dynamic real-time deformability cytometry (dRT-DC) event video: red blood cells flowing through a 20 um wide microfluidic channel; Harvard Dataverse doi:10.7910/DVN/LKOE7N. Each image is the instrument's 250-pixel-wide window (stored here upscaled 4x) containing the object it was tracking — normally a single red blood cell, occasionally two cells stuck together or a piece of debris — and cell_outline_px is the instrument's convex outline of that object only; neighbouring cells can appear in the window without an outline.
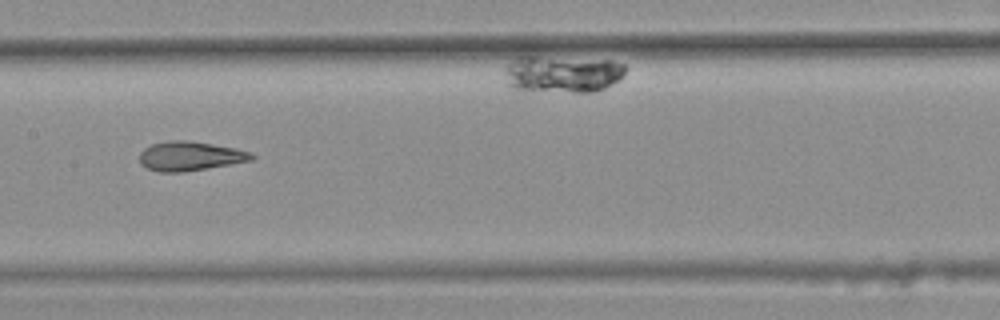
{"species": "common noctule bat (a hibernating species)", "species_latin": "Nyctalus noctula", "temperature_condition": "warm", "stored_images_in_passage": 6, "camera_frame_rate_fps": 3000, "um_per_image_px": 0.085, "animal": {"sex": "female", "body_mass_g": 25.1}, "frame": {"image": 1, "passage_image": 4, "time_ms": 1.0, "image_size_px": [1000, 320], "cell_outline_px": [[256, 156], [252, 160], [208, 168], [184, 172], [160, 172], [148, 168], [140, 164], [140, 152], [144, 148], [152, 144], [168, 140], [188, 140], [236, 148], [248, 152]], "centroid_in_image_um": [16.13, 13.26], "position_along_channel_um": 191.3, "area_um2": 19.07}}
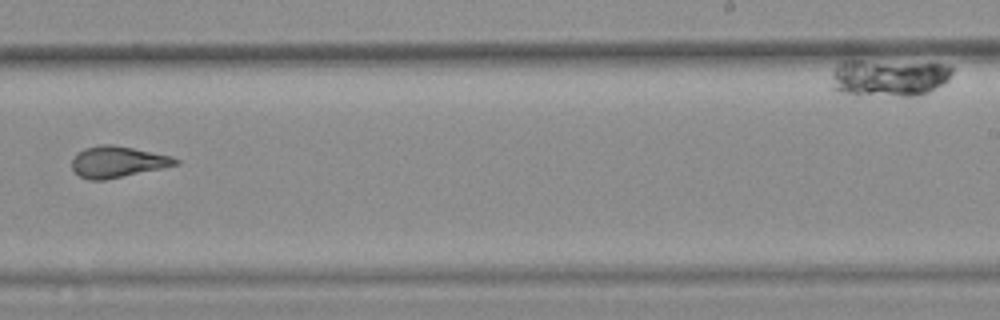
{"frame": {"image": 2, "passage_image": 6, "time_ms": 1.667, "image_size_px": [1000, 320], "cell_outline_px": [[180, 164], [104, 180], [88, 180], [80, 176], [72, 168], [72, 160], [76, 152], [84, 148], [100, 144], [112, 144], [172, 156], [180, 160]], "centroid_in_image_um": [9.97, 13.75], "position_along_channel_um": 279.0, "area_um2": 18.79}}